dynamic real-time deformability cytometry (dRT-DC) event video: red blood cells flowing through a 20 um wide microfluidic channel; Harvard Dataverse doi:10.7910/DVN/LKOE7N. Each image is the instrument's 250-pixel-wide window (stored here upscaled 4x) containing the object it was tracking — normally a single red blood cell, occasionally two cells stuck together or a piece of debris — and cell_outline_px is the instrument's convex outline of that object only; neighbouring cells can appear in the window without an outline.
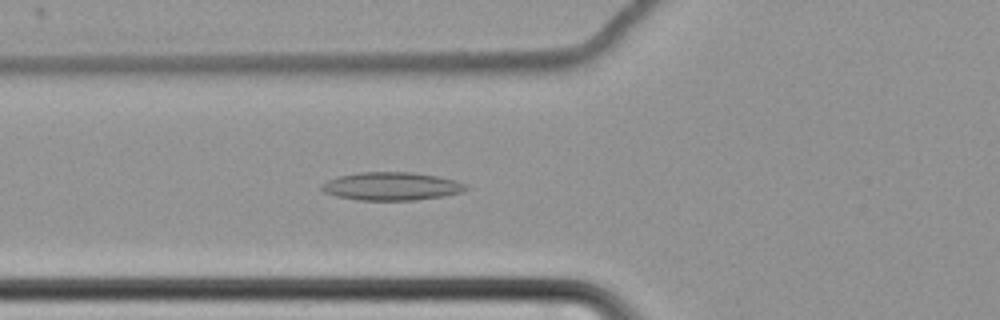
{"species": "common noctule bat (a hibernating species)", "species_latin": "Nyctalus noctula", "temperature_condition": "cold", "stored_images_in_passage": 47, "camera_frame_rate_fps": 3000, "um_per_image_px": 0.085, "animal": {"sex": "female", "body_mass_g": 22.7, "forearm_length_mm": 54.2}, "frame": {"image": 1, "passage_image": 11, "time_ms": 3.333, "image_size_px": [1000, 320], "cell_outline_px": [[468, 188], [460, 192], [440, 196], [412, 200], [360, 200], [336, 196], [324, 192], [320, 188], [328, 180], [340, 176], [360, 172], [408, 172], [436, 176], [452, 180], [464, 184]], "centroid_in_image_um": [33.22, 15.83], "position_along_channel_um": 92.6, "area_um2": 23.06}}
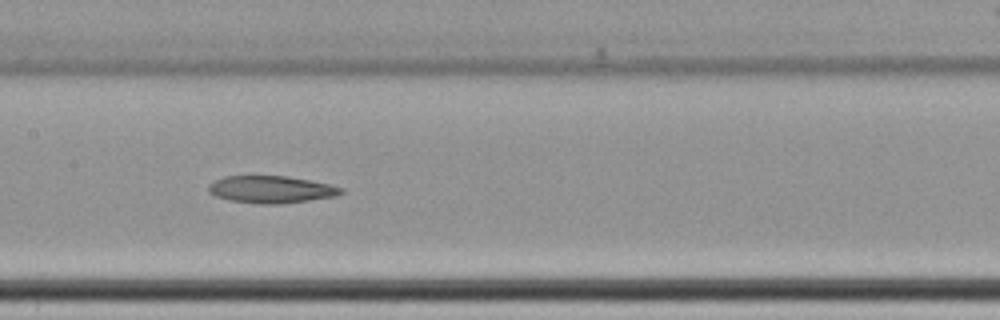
{"frame": {"image": 2, "passage_image": 19, "time_ms": 6.0, "image_size_px": [1000, 320], "cell_outline_px": [[344, 192], [336, 196], [308, 200], [276, 204], [264, 204], [232, 200], [216, 196], [208, 192], [208, 188], [216, 180], [224, 176], [284, 176], [308, 180], [328, 184], [344, 188]], "centroid_in_image_um": [23.07, 16.1], "position_along_channel_um": 184.3, "area_um2": 20.58}}
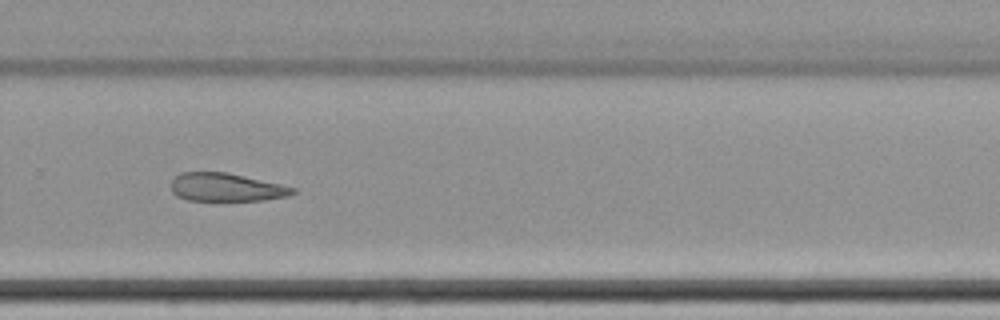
{"frame": {"image": 3, "passage_image": 30, "time_ms": 9.667, "image_size_px": [1000, 320], "cell_outline_px": [[296, 192], [288, 196], [264, 200], [188, 200], [176, 196], [172, 192], [172, 180], [180, 172], [228, 172], [280, 184], [296, 188]], "centroid_in_image_um": [19.23, 15.91], "position_along_channel_um": 310.6, "area_um2": 19.94}}